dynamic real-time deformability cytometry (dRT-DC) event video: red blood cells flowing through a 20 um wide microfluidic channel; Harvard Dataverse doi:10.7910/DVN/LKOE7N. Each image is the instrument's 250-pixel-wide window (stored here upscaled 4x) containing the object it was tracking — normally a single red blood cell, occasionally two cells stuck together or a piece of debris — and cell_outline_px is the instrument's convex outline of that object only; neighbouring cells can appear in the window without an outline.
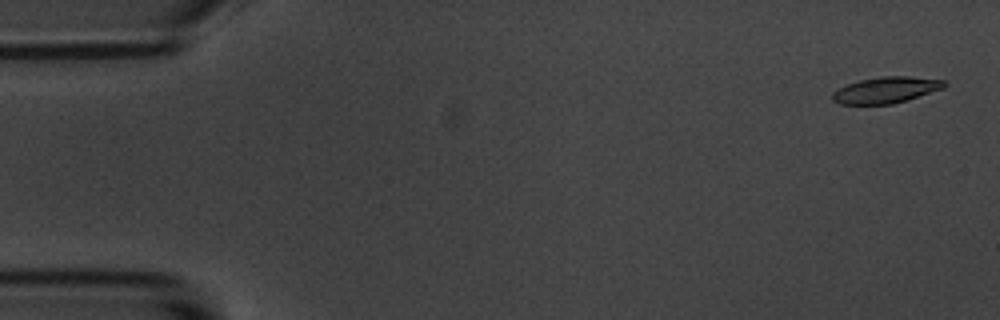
{"species": "common noctule bat (a hibernating species)", "species_latin": "Nyctalus noctula", "temperature_condition": "room temperature", "stored_images_in_passage": 57, "camera_frame_rate_fps": 3000, "um_per_image_px": 0.085, "animal": {"sex": "male", "body_mass_g": 20.1, "forearm_length_mm": 53.5}, "frame": {"image": 1, "passage_image": 2, "time_ms": 0.333, "image_size_px": [1000, 320], "cell_outline_px": [[948, 84], [944, 88], [908, 100], [892, 104], [840, 104], [832, 100], [832, 92], [848, 84], [860, 80], [880, 76], [908, 76], [944, 80]], "centroid_in_image_um": [75.33, 7.65], "position_along_channel_um": 9.7, "area_um2": 17.11}}
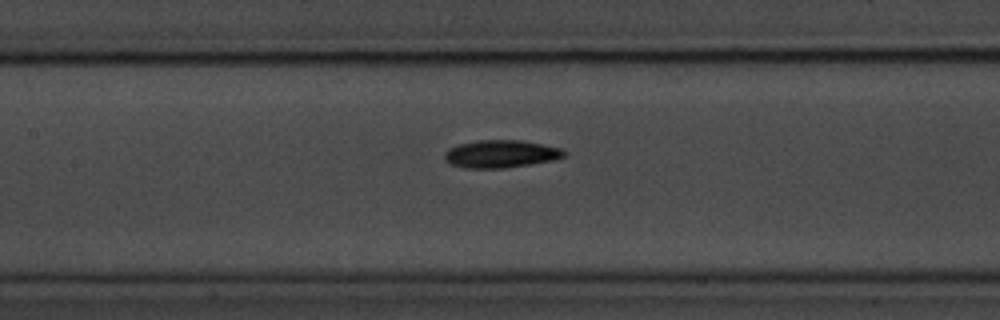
{"frame": {"image": 2, "passage_image": 26, "time_ms": 8.333, "image_size_px": [1000, 320], "cell_outline_px": [[564, 156], [556, 160], [532, 164], [504, 168], [464, 168], [452, 164], [444, 160], [444, 152], [448, 148], [460, 144], [476, 140], [520, 140], [544, 144], [560, 148], [564, 152]], "centroid_in_image_um": [42.56, 13.08], "position_along_channel_um": 164.8, "area_um2": 19.36}}
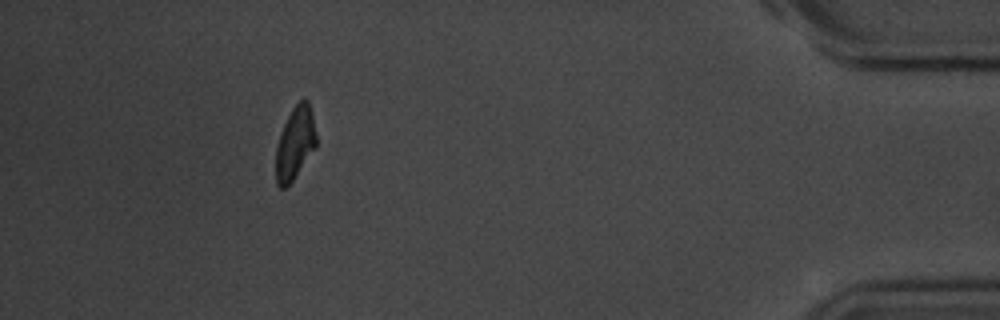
{"frame": {"image": 3, "passage_image": 52, "time_ms": 17.0, "image_size_px": [1000, 320], "cell_outline_px": [[316, 148], [292, 180], [284, 188], [280, 188], [276, 184], [276, 148], [280, 132], [292, 108], [304, 96], [308, 100], [312, 112], [316, 132]], "centroid_in_image_um": [25.09, 12.13], "position_along_channel_um": 410.1, "area_um2": 17.17}, "authors_computed_cell_mechanics": {"area_um2": 18.2648, "velocity_mm_per_s": 3.4978, "shape_relaxation_time_tau1_ms": 2.6263, "shape_relaxation_time_tau2_ms": 7.5731, "deformation_change_tau1": 0.1101, "deformation_change_tau2": 0.1416}}